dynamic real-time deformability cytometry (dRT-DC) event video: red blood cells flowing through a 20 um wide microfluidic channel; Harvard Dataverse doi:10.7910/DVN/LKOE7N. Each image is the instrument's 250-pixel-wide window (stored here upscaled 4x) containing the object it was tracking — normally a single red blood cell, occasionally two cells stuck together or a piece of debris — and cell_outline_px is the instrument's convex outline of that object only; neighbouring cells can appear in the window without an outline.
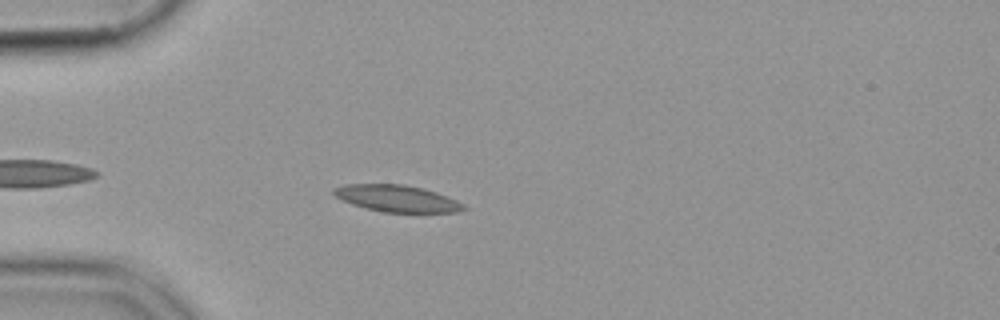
{"species": "common noctule bat (a hibernating species)", "species_latin": "Nyctalus noctula", "temperature_condition": "cold", "stored_images_in_passage": 44, "camera_frame_rate_fps": 3000, "um_per_image_px": 0.085, "animal": {"sex": "female", "body_mass_g": 19.9}, "frame": {"image": 1, "passage_image": 5, "time_ms": 1.333, "image_size_px": [1000, 320], "cell_outline_px": [[468, 208], [460, 212], [384, 212], [364, 208], [352, 204], [336, 196], [332, 192], [332, 188], [344, 184], [404, 184], [424, 188], [448, 196], [464, 204]], "centroid_in_image_um": [33.76, 16.86], "position_along_channel_um": 51.2, "area_um2": 20.35}}
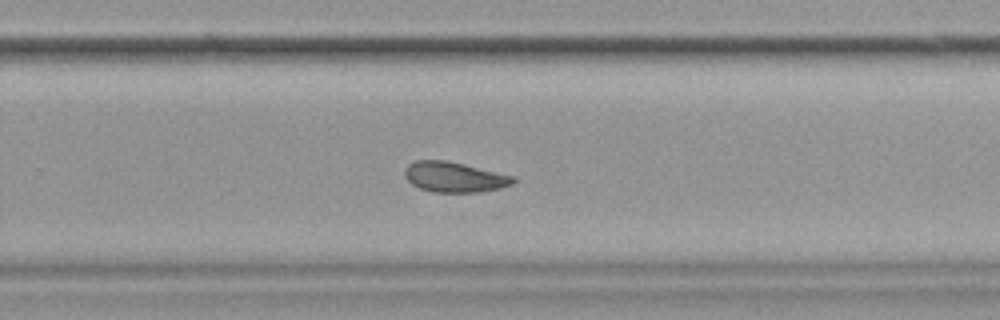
{"frame": {"image": 2, "passage_image": 26, "time_ms": 8.333, "image_size_px": [1000, 320], "cell_outline_px": [[516, 180], [512, 184], [500, 188], [476, 192], [432, 192], [420, 188], [412, 184], [404, 176], [404, 168], [408, 164], [416, 160], [444, 160], [516, 176]], "centroid_in_image_um": [38.61, 15.05], "position_along_channel_um": 291.2, "area_um2": 19.07}}
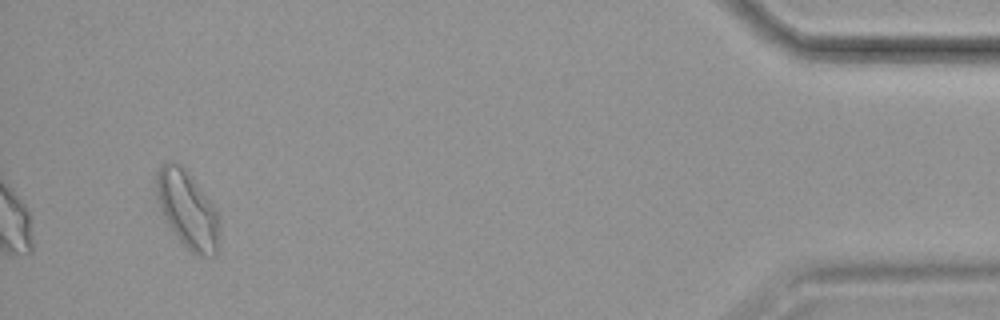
{"frame": {"image": 3, "passage_image": 42, "time_ms": 13.667, "image_size_px": [1000, 320], "cell_outline_px": [[220, 224], [216, 256], [196, 256], [176, 236], [168, 224], [164, 216], [156, 192], [156, 176], [160, 164], [164, 160], [168, 160], [180, 164], [184, 168], [216, 208]], "centroid_in_image_um": [15.95, 17.81], "position_along_channel_um": 419.3, "area_um2": 28.15}}